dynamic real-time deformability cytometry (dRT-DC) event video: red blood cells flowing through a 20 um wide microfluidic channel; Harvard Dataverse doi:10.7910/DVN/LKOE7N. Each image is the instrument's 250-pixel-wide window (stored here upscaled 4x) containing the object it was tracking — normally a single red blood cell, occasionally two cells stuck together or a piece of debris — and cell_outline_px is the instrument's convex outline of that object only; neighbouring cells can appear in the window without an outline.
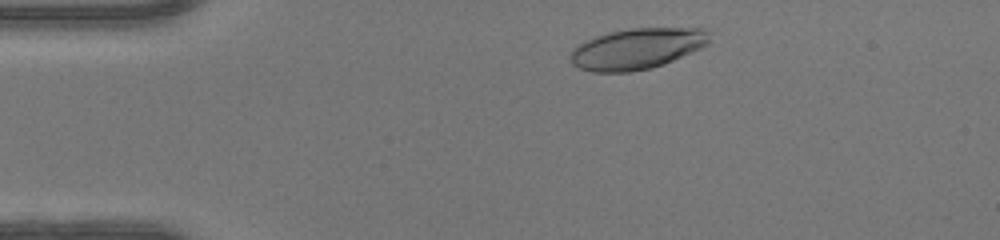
{"species": "human", "species_latin": "Homo sapiens", "temperature_condition": "warm", "stored_images_in_passage": 39, "camera_frame_rate_fps": 3000, "um_per_image_px": 0.085, "donor": {"sex": "female"}, "frame": {"image": 1, "passage_image": 4, "time_ms": 1.0, "image_size_px": [1000, 240], "cell_outline_px": [[708, 44], [700, 48], [664, 64], [652, 68], [632, 72], [592, 72], [580, 68], [572, 64], [572, 48], [584, 40], [608, 32], [628, 28], [704, 28], [708, 32]], "centroid_in_image_um": [54.12, 4.14], "position_along_channel_um": 30.9, "area_um2": 33.12}}
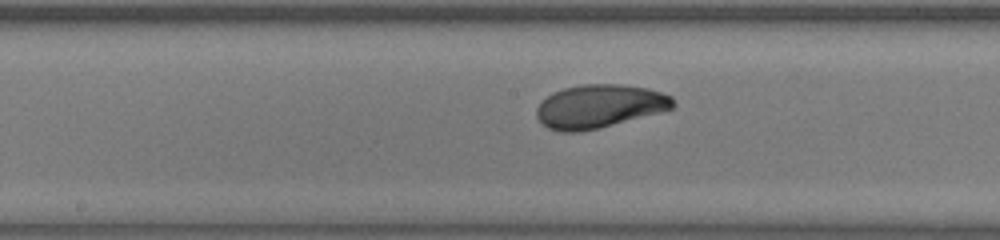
{"frame": {"image": 2, "passage_image": 20, "time_ms": 6.333, "image_size_px": [1000, 240], "cell_outline_px": [[676, 104], [672, 108], [660, 112], [580, 132], [560, 132], [548, 128], [536, 116], [536, 108], [552, 92], [564, 88], [584, 84], [620, 84], [648, 88], [672, 96]], "centroid_in_image_um": [50.94, 9.02], "position_along_channel_um": 197.3, "area_um2": 34.16}}
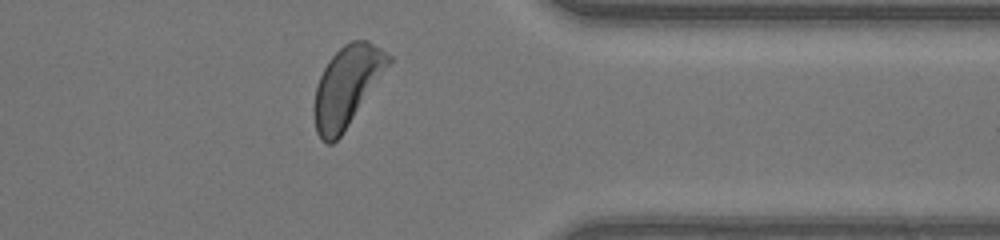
{"frame": {"image": 3, "passage_image": 34, "time_ms": 11.0, "image_size_px": [1000, 240], "cell_outline_px": [[392, 60], [340, 136], [332, 144], [324, 144], [320, 140], [316, 132], [312, 112], [316, 88], [320, 76], [328, 60], [344, 44], [352, 40], [368, 40], [392, 56]], "centroid_in_image_um": [29.44, 7.34], "position_along_channel_um": 382.0, "area_um2": 34.22}, "authors_computed_cell_mechanics": {"area_um2": 33.7552, "velocity_mm_per_s": 4.188, "shape_relaxation_time_tau1_ms": 5.4428, "shape_relaxation_time_tau2_ms": 5.2549, "deformation_change_tau1": 0.2125, "deformation_change_tau2": 0.1042}}